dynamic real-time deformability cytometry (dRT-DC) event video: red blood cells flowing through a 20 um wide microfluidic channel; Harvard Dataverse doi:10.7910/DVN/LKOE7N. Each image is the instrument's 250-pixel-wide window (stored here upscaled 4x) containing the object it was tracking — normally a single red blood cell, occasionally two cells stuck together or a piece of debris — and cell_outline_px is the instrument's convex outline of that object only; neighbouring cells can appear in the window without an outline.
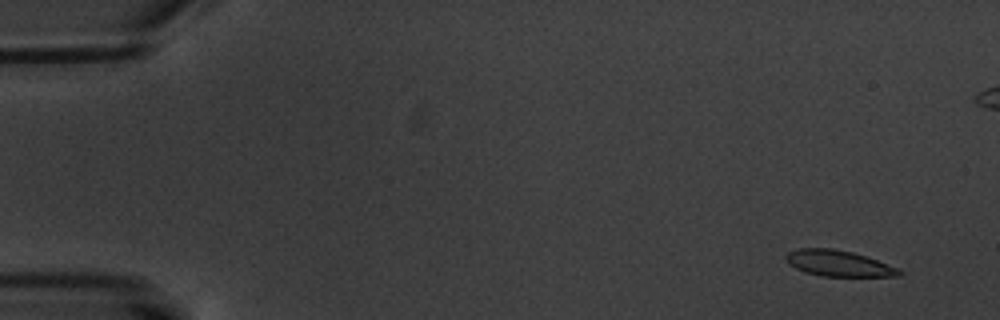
{"species": "common noctule bat (a hibernating species)", "species_latin": "Nyctalus noctula", "temperature_condition": "warm", "stored_images_in_passage": 4, "camera_frame_rate_fps": 3000, "um_per_image_px": 0.085, "animal": {"sex": "male", "body_mass_g": 20.1, "forearm_length_mm": 53.5}, "frame": {"image": 1, "passage_image": 1, "time_ms": 0.0, "image_size_px": [1000, 320], "cell_outline_px": [[904, 272], [900, 276], [820, 276], [804, 272], [788, 264], [784, 260], [784, 256], [788, 252], [800, 248], [832, 248], [852, 252], [900, 268]], "centroid_in_image_um": [71.25, 22.39], "position_along_channel_um": 13.8, "area_um2": 17.22}}
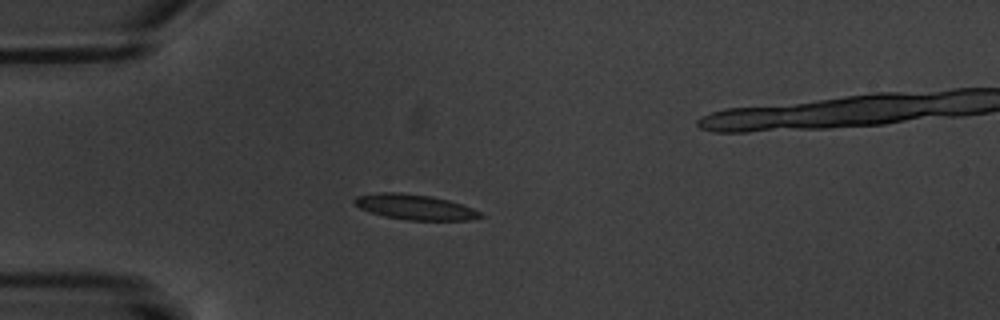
{"frame": {"image": 2, "passage_image": 4, "time_ms": 4.333, "image_size_px": [1000, 320], "cell_outline_px": [[484, 216], [472, 220], [404, 220], [384, 216], [360, 208], [352, 200], [356, 196], [380, 192], [400, 192], [428, 196], [448, 200], [472, 208], [480, 212]], "centroid_in_image_um": [35.26, 17.6], "position_along_channel_um": 49.7, "area_um2": 18.38}}